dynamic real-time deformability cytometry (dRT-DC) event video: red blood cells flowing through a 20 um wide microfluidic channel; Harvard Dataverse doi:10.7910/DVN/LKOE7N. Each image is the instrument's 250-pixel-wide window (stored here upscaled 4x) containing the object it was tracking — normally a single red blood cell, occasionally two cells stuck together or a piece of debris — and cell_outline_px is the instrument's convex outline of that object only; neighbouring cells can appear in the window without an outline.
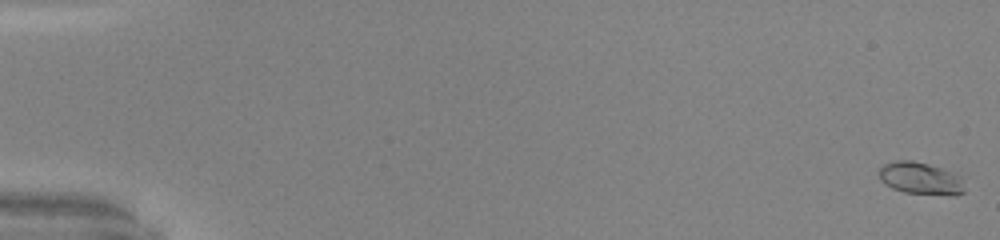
{"species": "common noctule bat (a hibernating species)", "species_latin": "Nyctalus noctula", "temperature_condition": "warm", "stored_images_in_passage": 9, "camera_frame_rate_fps": 3000, "um_per_image_px": 0.085, "animal": {"sex": "male", "body_mass_g": 20.0, "forearm_length_mm": 53.3}, "frame": {"image": 1, "passage_image": 1, "time_ms": 0.0, "image_size_px": [1000, 240], "cell_outline_px": [[964, 192], [956, 196], [904, 192], [892, 188], [884, 184], [880, 180], [876, 172], [884, 164], [896, 160], [912, 160], [928, 164], [956, 172], [960, 176], [964, 188]], "centroid_in_image_um": [78.23, 15.16], "position_along_channel_um": 6.8, "area_um2": 16.42}}